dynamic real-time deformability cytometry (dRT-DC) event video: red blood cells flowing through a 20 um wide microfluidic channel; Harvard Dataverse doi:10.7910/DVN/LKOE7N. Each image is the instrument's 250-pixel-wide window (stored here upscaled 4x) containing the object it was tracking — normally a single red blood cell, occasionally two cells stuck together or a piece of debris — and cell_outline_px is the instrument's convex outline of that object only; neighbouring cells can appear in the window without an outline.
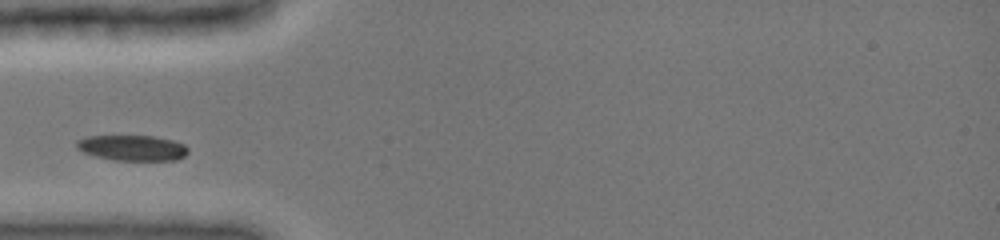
{"species": "common noctule bat (a hibernating species)", "species_latin": "Nyctalus noctula", "temperature_condition": "cold", "stored_images_in_passage": 45, "camera_frame_rate_fps": 3000, "um_per_image_px": 0.085, "animal": {"sex": "female", "body_mass_g": 19.0, "forearm_length_mm": 51.5}, "frame": {"image": 1, "passage_image": 1, "time_ms": 0.0, "image_size_px": [1000, 240], "cell_outline_px": [[188, 152], [184, 156], [176, 160], [116, 160], [96, 156], [84, 152], [76, 148], [76, 140], [88, 136], [152, 136], [172, 140], [184, 144], [188, 148]], "centroid_in_image_um": [11.25, 12.56], "position_along_channel_um": 73.8, "area_um2": 16.47}}
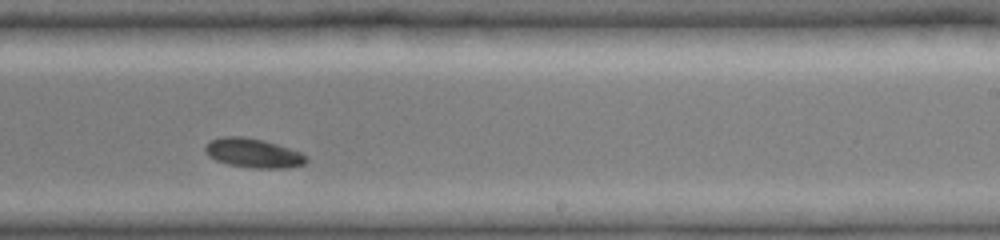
{"frame": {"image": 2, "passage_image": 25, "time_ms": 5.0, "image_size_px": [1000, 240], "cell_outline_px": [[308, 160], [304, 164], [288, 168], [256, 168], [228, 164], [216, 160], [208, 156], [204, 152], [204, 148], [212, 140], [224, 136], [244, 136], [264, 140], [300, 152], [308, 156]], "centroid_in_image_um": [21.54, 13.01], "position_along_channel_um": 267.5, "area_um2": 17.17}}
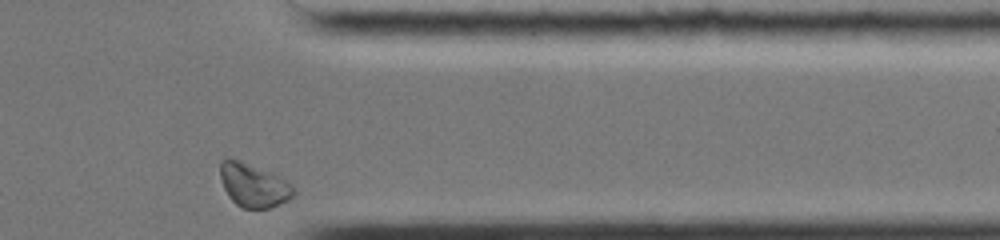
{"frame": {"image": 3, "passage_image": 44, "time_ms": 8.333, "image_size_px": [1000, 240], "cell_outline_px": [[296, 192], [288, 200], [268, 208], [244, 208], [236, 204], [228, 196], [224, 188], [220, 176], [220, 164], [228, 156], [240, 160], [272, 172], [280, 176], [292, 184]], "centroid_in_image_um": [21.55, 15.72], "position_along_channel_um": 389.8, "area_um2": 18.73}}